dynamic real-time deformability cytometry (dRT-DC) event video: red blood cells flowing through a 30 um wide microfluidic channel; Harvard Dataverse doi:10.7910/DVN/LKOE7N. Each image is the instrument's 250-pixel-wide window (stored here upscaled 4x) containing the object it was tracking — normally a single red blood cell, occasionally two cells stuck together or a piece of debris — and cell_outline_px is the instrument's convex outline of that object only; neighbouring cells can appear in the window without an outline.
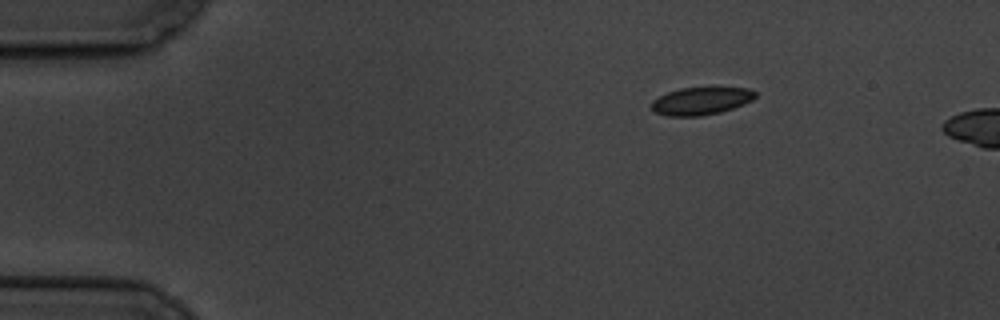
{"species": "common noctule bat (a hibernating species)", "species_latin": "Nyctalus noctula", "temperature_condition": "cold", "stored_images_in_passage": 2, "camera_frame_rate_fps": 3000, "um_per_image_px": 0.085, "animal": {"sex": "male", "body_mass_g": 19.5, "forearm_length_mm": 54.6}, "frame": {"image": 1, "passage_image": 1, "time_ms": 0.0, "image_size_px": [1000, 320], "cell_outline_px": [[756, 96], [752, 100], [744, 104], [720, 112], [700, 116], [668, 116], [656, 112], [652, 108], [652, 100], [668, 92], [680, 88], [748, 88], [756, 92]], "centroid_in_image_um": [59.59, 8.58], "position_along_channel_um": 25.4, "area_um2": 16.47}}